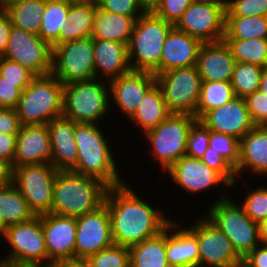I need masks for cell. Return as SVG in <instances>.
<instances>
[{"instance_id":"1","label":"cell","mask_w":267,"mask_h":267,"mask_svg":"<svg viewBox=\"0 0 267 267\" xmlns=\"http://www.w3.org/2000/svg\"><path fill=\"white\" fill-rule=\"evenodd\" d=\"M127 181L108 187L107 206L114 244L131 247L160 234L173 220L164 211L143 200ZM137 193V194H136ZM163 211V212H162Z\"/></svg>"},{"instance_id":"2","label":"cell","mask_w":267,"mask_h":267,"mask_svg":"<svg viewBox=\"0 0 267 267\" xmlns=\"http://www.w3.org/2000/svg\"><path fill=\"white\" fill-rule=\"evenodd\" d=\"M102 130L97 124H75L78 156L76 166L71 172L98 178L109 187L118 186L125 183V178L119 175L118 162L114 160L115 153Z\"/></svg>"},{"instance_id":"3","label":"cell","mask_w":267,"mask_h":267,"mask_svg":"<svg viewBox=\"0 0 267 267\" xmlns=\"http://www.w3.org/2000/svg\"><path fill=\"white\" fill-rule=\"evenodd\" d=\"M108 185L102 180L71 171H58L54 181L51 213L80 217L104 204Z\"/></svg>"},{"instance_id":"4","label":"cell","mask_w":267,"mask_h":267,"mask_svg":"<svg viewBox=\"0 0 267 267\" xmlns=\"http://www.w3.org/2000/svg\"><path fill=\"white\" fill-rule=\"evenodd\" d=\"M63 83L53 74L36 76L15 108L22 125H47L63 114Z\"/></svg>"},{"instance_id":"5","label":"cell","mask_w":267,"mask_h":267,"mask_svg":"<svg viewBox=\"0 0 267 267\" xmlns=\"http://www.w3.org/2000/svg\"><path fill=\"white\" fill-rule=\"evenodd\" d=\"M172 27L154 13H144L136 20L127 45L132 70L160 73L162 48Z\"/></svg>"},{"instance_id":"6","label":"cell","mask_w":267,"mask_h":267,"mask_svg":"<svg viewBox=\"0 0 267 267\" xmlns=\"http://www.w3.org/2000/svg\"><path fill=\"white\" fill-rule=\"evenodd\" d=\"M111 102L109 83L102 78L65 84L62 116L78 123L100 125L112 112Z\"/></svg>"},{"instance_id":"7","label":"cell","mask_w":267,"mask_h":267,"mask_svg":"<svg viewBox=\"0 0 267 267\" xmlns=\"http://www.w3.org/2000/svg\"><path fill=\"white\" fill-rule=\"evenodd\" d=\"M5 240L10 250L0 257V267H56L48 258L41 215L7 227Z\"/></svg>"},{"instance_id":"8","label":"cell","mask_w":267,"mask_h":267,"mask_svg":"<svg viewBox=\"0 0 267 267\" xmlns=\"http://www.w3.org/2000/svg\"><path fill=\"white\" fill-rule=\"evenodd\" d=\"M225 192L215 200L205 216L231 241L238 256L245 258L260 243L258 224L244 211L239 202Z\"/></svg>"},{"instance_id":"9","label":"cell","mask_w":267,"mask_h":267,"mask_svg":"<svg viewBox=\"0 0 267 267\" xmlns=\"http://www.w3.org/2000/svg\"><path fill=\"white\" fill-rule=\"evenodd\" d=\"M197 120L190 114L170 113L163 122L144 133L150 155L165 173L186 155L188 135Z\"/></svg>"},{"instance_id":"10","label":"cell","mask_w":267,"mask_h":267,"mask_svg":"<svg viewBox=\"0 0 267 267\" xmlns=\"http://www.w3.org/2000/svg\"><path fill=\"white\" fill-rule=\"evenodd\" d=\"M155 78L170 113L196 117L202 83L196 66L165 71Z\"/></svg>"},{"instance_id":"11","label":"cell","mask_w":267,"mask_h":267,"mask_svg":"<svg viewBox=\"0 0 267 267\" xmlns=\"http://www.w3.org/2000/svg\"><path fill=\"white\" fill-rule=\"evenodd\" d=\"M12 183L35 216L51 213L54 181L58 170L51 163L12 167Z\"/></svg>"},{"instance_id":"12","label":"cell","mask_w":267,"mask_h":267,"mask_svg":"<svg viewBox=\"0 0 267 267\" xmlns=\"http://www.w3.org/2000/svg\"><path fill=\"white\" fill-rule=\"evenodd\" d=\"M63 85L95 78L93 38H82L53 47L52 71Z\"/></svg>"},{"instance_id":"13","label":"cell","mask_w":267,"mask_h":267,"mask_svg":"<svg viewBox=\"0 0 267 267\" xmlns=\"http://www.w3.org/2000/svg\"><path fill=\"white\" fill-rule=\"evenodd\" d=\"M199 245V267H239L242 259L230 239L206 216H200L186 227Z\"/></svg>"},{"instance_id":"14","label":"cell","mask_w":267,"mask_h":267,"mask_svg":"<svg viewBox=\"0 0 267 267\" xmlns=\"http://www.w3.org/2000/svg\"><path fill=\"white\" fill-rule=\"evenodd\" d=\"M53 48L39 35L12 26L2 57L27 67L36 76L51 74Z\"/></svg>"},{"instance_id":"15","label":"cell","mask_w":267,"mask_h":267,"mask_svg":"<svg viewBox=\"0 0 267 267\" xmlns=\"http://www.w3.org/2000/svg\"><path fill=\"white\" fill-rule=\"evenodd\" d=\"M226 4L192 2L175 27L202 43L223 39Z\"/></svg>"},{"instance_id":"16","label":"cell","mask_w":267,"mask_h":267,"mask_svg":"<svg viewBox=\"0 0 267 267\" xmlns=\"http://www.w3.org/2000/svg\"><path fill=\"white\" fill-rule=\"evenodd\" d=\"M76 223L75 258L88 259L114 244L110 215L105 204L77 217Z\"/></svg>"},{"instance_id":"17","label":"cell","mask_w":267,"mask_h":267,"mask_svg":"<svg viewBox=\"0 0 267 267\" xmlns=\"http://www.w3.org/2000/svg\"><path fill=\"white\" fill-rule=\"evenodd\" d=\"M41 224L48 258L56 266L75 258L76 218L47 213L41 215Z\"/></svg>"},{"instance_id":"18","label":"cell","mask_w":267,"mask_h":267,"mask_svg":"<svg viewBox=\"0 0 267 267\" xmlns=\"http://www.w3.org/2000/svg\"><path fill=\"white\" fill-rule=\"evenodd\" d=\"M166 172L179 188L191 195L202 194L204 191L206 193L208 189L220 185L227 189L232 188L216 170L209 168L201 159L186 155L176 161Z\"/></svg>"},{"instance_id":"19","label":"cell","mask_w":267,"mask_h":267,"mask_svg":"<svg viewBox=\"0 0 267 267\" xmlns=\"http://www.w3.org/2000/svg\"><path fill=\"white\" fill-rule=\"evenodd\" d=\"M110 100L129 119L138 109L146 92L156 83L155 75L147 71L131 70L108 81Z\"/></svg>"},{"instance_id":"20","label":"cell","mask_w":267,"mask_h":267,"mask_svg":"<svg viewBox=\"0 0 267 267\" xmlns=\"http://www.w3.org/2000/svg\"><path fill=\"white\" fill-rule=\"evenodd\" d=\"M200 121L211 132L227 134L239 140L255 126L241 97H234L221 107L209 110Z\"/></svg>"},{"instance_id":"21","label":"cell","mask_w":267,"mask_h":267,"mask_svg":"<svg viewBox=\"0 0 267 267\" xmlns=\"http://www.w3.org/2000/svg\"><path fill=\"white\" fill-rule=\"evenodd\" d=\"M53 146L47 125H22L16 137V152L12 167L51 163Z\"/></svg>"},{"instance_id":"22","label":"cell","mask_w":267,"mask_h":267,"mask_svg":"<svg viewBox=\"0 0 267 267\" xmlns=\"http://www.w3.org/2000/svg\"><path fill=\"white\" fill-rule=\"evenodd\" d=\"M236 61L225 41L204 42L199 48L196 68L202 81H230Z\"/></svg>"},{"instance_id":"23","label":"cell","mask_w":267,"mask_h":267,"mask_svg":"<svg viewBox=\"0 0 267 267\" xmlns=\"http://www.w3.org/2000/svg\"><path fill=\"white\" fill-rule=\"evenodd\" d=\"M249 171L259 178L267 176V126H254L240 139L237 180Z\"/></svg>"},{"instance_id":"24","label":"cell","mask_w":267,"mask_h":267,"mask_svg":"<svg viewBox=\"0 0 267 267\" xmlns=\"http://www.w3.org/2000/svg\"><path fill=\"white\" fill-rule=\"evenodd\" d=\"M202 42L195 37L171 28L162 48L160 73L177 68L196 66L197 55Z\"/></svg>"},{"instance_id":"25","label":"cell","mask_w":267,"mask_h":267,"mask_svg":"<svg viewBox=\"0 0 267 267\" xmlns=\"http://www.w3.org/2000/svg\"><path fill=\"white\" fill-rule=\"evenodd\" d=\"M166 255L171 267H199L197 238L175 220L166 227Z\"/></svg>"},{"instance_id":"26","label":"cell","mask_w":267,"mask_h":267,"mask_svg":"<svg viewBox=\"0 0 267 267\" xmlns=\"http://www.w3.org/2000/svg\"><path fill=\"white\" fill-rule=\"evenodd\" d=\"M76 123L61 116L47 124L54 152L51 164L58 171H71L76 166L78 156L74 135Z\"/></svg>"},{"instance_id":"27","label":"cell","mask_w":267,"mask_h":267,"mask_svg":"<svg viewBox=\"0 0 267 267\" xmlns=\"http://www.w3.org/2000/svg\"><path fill=\"white\" fill-rule=\"evenodd\" d=\"M93 46L95 78L109 81L132 70L126 44L93 38Z\"/></svg>"},{"instance_id":"28","label":"cell","mask_w":267,"mask_h":267,"mask_svg":"<svg viewBox=\"0 0 267 267\" xmlns=\"http://www.w3.org/2000/svg\"><path fill=\"white\" fill-rule=\"evenodd\" d=\"M97 8L96 0H71L67 16L69 23L59 32V44L90 38Z\"/></svg>"},{"instance_id":"29","label":"cell","mask_w":267,"mask_h":267,"mask_svg":"<svg viewBox=\"0 0 267 267\" xmlns=\"http://www.w3.org/2000/svg\"><path fill=\"white\" fill-rule=\"evenodd\" d=\"M169 115L161 88L155 83L146 92L138 109L128 120L137 129L140 128L143 135L163 122Z\"/></svg>"},{"instance_id":"30","label":"cell","mask_w":267,"mask_h":267,"mask_svg":"<svg viewBox=\"0 0 267 267\" xmlns=\"http://www.w3.org/2000/svg\"><path fill=\"white\" fill-rule=\"evenodd\" d=\"M137 19L97 8L91 37L128 45Z\"/></svg>"},{"instance_id":"31","label":"cell","mask_w":267,"mask_h":267,"mask_svg":"<svg viewBox=\"0 0 267 267\" xmlns=\"http://www.w3.org/2000/svg\"><path fill=\"white\" fill-rule=\"evenodd\" d=\"M130 267H171L166 255V228L155 237L131 247Z\"/></svg>"},{"instance_id":"32","label":"cell","mask_w":267,"mask_h":267,"mask_svg":"<svg viewBox=\"0 0 267 267\" xmlns=\"http://www.w3.org/2000/svg\"><path fill=\"white\" fill-rule=\"evenodd\" d=\"M70 5L71 0H46L39 36L52 48L59 45V32L69 23L67 16Z\"/></svg>"},{"instance_id":"33","label":"cell","mask_w":267,"mask_h":267,"mask_svg":"<svg viewBox=\"0 0 267 267\" xmlns=\"http://www.w3.org/2000/svg\"><path fill=\"white\" fill-rule=\"evenodd\" d=\"M45 7L46 0H21L9 6L5 11L12 26L39 35Z\"/></svg>"},{"instance_id":"34","label":"cell","mask_w":267,"mask_h":267,"mask_svg":"<svg viewBox=\"0 0 267 267\" xmlns=\"http://www.w3.org/2000/svg\"><path fill=\"white\" fill-rule=\"evenodd\" d=\"M34 216L25 198L13 183L0 189V218L6 228L26 222Z\"/></svg>"},{"instance_id":"35","label":"cell","mask_w":267,"mask_h":267,"mask_svg":"<svg viewBox=\"0 0 267 267\" xmlns=\"http://www.w3.org/2000/svg\"><path fill=\"white\" fill-rule=\"evenodd\" d=\"M267 39V16H225L223 39Z\"/></svg>"},{"instance_id":"36","label":"cell","mask_w":267,"mask_h":267,"mask_svg":"<svg viewBox=\"0 0 267 267\" xmlns=\"http://www.w3.org/2000/svg\"><path fill=\"white\" fill-rule=\"evenodd\" d=\"M234 97L230 81H202L196 118L200 120L209 110L221 107Z\"/></svg>"},{"instance_id":"37","label":"cell","mask_w":267,"mask_h":267,"mask_svg":"<svg viewBox=\"0 0 267 267\" xmlns=\"http://www.w3.org/2000/svg\"><path fill=\"white\" fill-rule=\"evenodd\" d=\"M236 62L267 66V39H223Z\"/></svg>"},{"instance_id":"38","label":"cell","mask_w":267,"mask_h":267,"mask_svg":"<svg viewBox=\"0 0 267 267\" xmlns=\"http://www.w3.org/2000/svg\"><path fill=\"white\" fill-rule=\"evenodd\" d=\"M262 69L256 64L236 62L230 80L235 97L245 98L259 89Z\"/></svg>"},{"instance_id":"39","label":"cell","mask_w":267,"mask_h":267,"mask_svg":"<svg viewBox=\"0 0 267 267\" xmlns=\"http://www.w3.org/2000/svg\"><path fill=\"white\" fill-rule=\"evenodd\" d=\"M93 267H130L129 248L113 244L90 256Z\"/></svg>"},{"instance_id":"40","label":"cell","mask_w":267,"mask_h":267,"mask_svg":"<svg viewBox=\"0 0 267 267\" xmlns=\"http://www.w3.org/2000/svg\"><path fill=\"white\" fill-rule=\"evenodd\" d=\"M240 140L237 137L209 130V146L222 155L235 169L239 163Z\"/></svg>"},{"instance_id":"41","label":"cell","mask_w":267,"mask_h":267,"mask_svg":"<svg viewBox=\"0 0 267 267\" xmlns=\"http://www.w3.org/2000/svg\"><path fill=\"white\" fill-rule=\"evenodd\" d=\"M239 201L245 213L257 224L267 219V186L252 189ZM243 201V202H242Z\"/></svg>"},{"instance_id":"42","label":"cell","mask_w":267,"mask_h":267,"mask_svg":"<svg viewBox=\"0 0 267 267\" xmlns=\"http://www.w3.org/2000/svg\"><path fill=\"white\" fill-rule=\"evenodd\" d=\"M0 76L6 81L17 83V87L22 91L36 77L27 67L4 57H0Z\"/></svg>"},{"instance_id":"43","label":"cell","mask_w":267,"mask_h":267,"mask_svg":"<svg viewBox=\"0 0 267 267\" xmlns=\"http://www.w3.org/2000/svg\"><path fill=\"white\" fill-rule=\"evenodd\" d=\"M209 146V129L197 120L190 129L186 156L200 159Z\"/></svg>"},{"instance_id":"44","label":"cell","mask_w":267,"mask_h":267,"mask_svg":"<svg viewBox=\"0 0 267 267\" xmlns=\"http://www.w3.org/2000/svg\"><path fill=\"white\" fill-rule=\"evenodd\" d=\"M225 16H267V0H227Z\"/></svg>"},{"instance_id":"45","label":"cell","mask_w":267,"mask_h":267,"mask_svg":"<svg viewBox=\"0 0 267 267\" xmlns=\"http://www.w3.org/2000/svg\"><path fill=\"white\" fill-rule=\"evenodd\" d=\"M209 168L216 170L230 185H236V172L235 169L226 161V159L216 153L208 146L204 155L200 158ZM236 179V180H235Z\"/></svg>"},{"instance_id":"46","label":"cell","mask_w":267,"mask_h":267,"mask_svg":"<svg viewBox=\"0 0 267 267\" xmlns=\"http://www.w3.org/2000/svg\"><path fill=\"white\" fill-rule=\"evenodd\" d=\"M246 106L255 126H267V95L260 90L244 98Z\"/></svg>"},{"instance_id":"47","label":"cell","mask_w":267,"mask_h":267,"mask_svg":"<svg viewBox=\"0 0 267 267\" xmlns=\"http://www.w3.org/2000/svg\"><path fill=\"white\" fill-rule=\"evenodd\" d=\"M98 8L113 14L139 18L144 14L138 0H96Z\"/></svg>"},{"instance_id":"48","label":"cell","mask_w":267,"mask_h":267,"mask_svg":"<svg viewBox=\"0 0 267 267\" xmlns=\"http://www.w3.org/2000/svg\"><path fill=\"white\" fill-rule=\"evenodd\" d=\"M191 3L192 0H161L153 13L175 26Z\"/></svg>"},{"instance_id":"49","label":"cell","mask_w":267,"mask_h":267,"mask_svg":"<svg viewBox=\"0 0 267 267\" xmlns=\"http://www.w3.org/2000/svg\"><path fill=\"white\" fill-rule=\"evenodd\" d=\"M22 90L17 83L6 81L0 76V108H16L20 100Z\"/></svg>"},{"instance_id":"50","label":"cell","mask_w":267,"mask_h":267,"mask_svg":"<svg viewBox=\"0 0 267 267\" xmlns=\"http://www.w3.org/2000/svg\"><path fill=\"white\" fill-rule=\"evenodd\" d=\"M21 122L14 108H0V134H18Z\"/></svg>"},{"instance_id":"51","label":"cell","mask_w":267,"mask_h":267,"mask_svg":"<svg viewBox=\"0 0 267 267\" xmlns=\"http://www.w3.org/2000/svg\"><path fill=\"white\" fill-rule=\"evenodd\" d=\"M17 134H0V161L13 166Z\"/></svg>"},{"instance_id":"52","label":"cell","mask_w":267,"mask_h":267,"mask_svg":"<svg viewBox=\"0 0 267 267\" xmlns=\"http://www.w3.org/2000/svg\"><path fill=\"white\" fill-rule=\"evenodd\" d=\"M244 267H267V246L259 244L245 258L242 259Z\"/></svg>"},{"instance_id":"53","label":"cell","mask_w":267,"mask_h":267,"mask_svg":"<svg viewBox=\"0 0 267 267\" xmlns=\"http://www.w3.org/2000/svg\"><path fill=\"white\" fill-rule=\"evenodd\" d=\"M11 28V20L8 14L5 10H0V57L6 51Z\"/></svg>"},{"instance_id":"54","label":"cell","mask_w":267,"mask_h":267,"mask_svg":"<svg viewBox=\"0 0 267 267\" xmlns=\"http://www.w3.org/2000/svg\"><path fill=\"white\" fill-rule=\"evenodd\" d=\"M13 169L6 162L0 161V189L9 186L12 183Z\"/></svg>"},{"instance_id":"55","label":"cell","mask_w":267,"mask_h":267,"mask_svg":"<svg viewBox=\"0 0 267 267\" xmlns=\"http://www.w3.org/2000/svg\"><path fill=\"white\" fill-rule=\"evenodd\" d=\"M56 267H93L89 259L72 258L60 262Z\"/></svg>"},{"instance_id":"56","label":"cell","mask_w":267,"mask_h":267,"mask_svg":"<svg viewBox=\"0 0 267 267\" xmlns=\"http://www.w3.org/2000/svg\"><path fill=\"white\" fill-rule=\"evenodd\" d=\"M161 0H138L140 8L144 13H153L160 5Z\"/></svg>"},{"instance_id":"57","label":"cell","mask_w":267,"mask_h":267,"mask_svg":"<svg viewBox=\"0 0 267 267\" xmlns=\"http://www.w3.org/2000/svg\"><path fill=\"white\" fill-rule=\"evenodd\" d=\"M258 228L260 243L267 246V219L260 222Z\"/></svg>"},{"instance_id":"58","label":"cell","mask_w":267,"mask_h":267,"mask_svg":"<svg viewBox=\"0 0 267 267\" xmlns=\"http://www.w3.org/2000/svg\"><path fill=\"white\" fill-rule=\"evenodd\" d=\"M258 90L267 95V66L262 69Z\"/></svg>"},{"instance_id":"59","label":"cell","mask_w":267,"mask_h":267,"mask_svg":"<svg viewBox=\"0 0 267 267\" xmlns=\"http://www.w3.org/2000/svg\"><path fill=\"white\" fill-rule=\"evenodd\" d=\"M20 1L21 0H0V10H6L9 6Z\"/></svg>"},{"instance_id":"60","label":"cell","mask_w":267,"mask_h":267,"mask_svg":"<svg viewBox=\"0 0 267 267\" xmlns=\"http://www.w3.org/2000/svg\"><path fill=\"white\" fill-rule=\"evenodd\" d=\"M192 2L210 3V4H226L227 0H192Z\"/></svg>"},{"instance_id":"61","label":"cell","mask_w":267,"mask_h":267,"mask_svg":"<svg viewBox=\"0 0 267 267\" xmlns=\"http://www.w3.org/2000/svg\"><path fill=\"white\" fill-rule=\"evenodd\" d=\"M6 227H5V225L3 224V222H2V219L0 218V237L1 238H5V234H6ZM3 236V237H2Z\"/></svg>"}]
</instances>
